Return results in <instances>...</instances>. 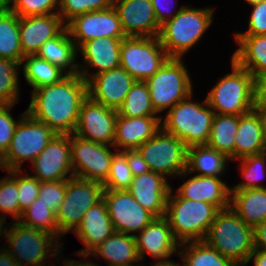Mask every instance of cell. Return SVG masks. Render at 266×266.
<instances>
[{"instance_id":"2","label":"cell","mask_w":266,"mask_h":266,"mask_svg":"<svg viewBox=\"0 0 266 266\" xmlns=\"http://www.w3.org/2000/svg\"><path fill=\"white\" fill-rule=\"evenodd\" d=\"M253 237V227L229 207L217 213L204 241L236 265L246 266L254 252Z\"/></svg>"},{"instance_id":"1","label":"cell","mask_w":266,"mask_h":266,"mask_svg":"<svg viewBox=\"0 0 266 266\" xmlns=\"http://www.w3.org/2000/svg\"><path fill=\"white\" fill-rule=\"evenodd\" d=\"M87 97L88 83L79 74L66 75L57 83L34 89L26 111L57 134H73Z\"/></svg>"},{"instance_id":"39","label":"cell","mask_w":266,"mask_h":266,"mask_svg":"<svg viewBox=\"0 0 266 266\" xmlns=\"http://www.w3.org/2000/svg\"><path fill=\"white\" fill-rule=\"evenodd\" d=\"M241 160V161H240ZM241 165V176L244 180L238 183L230 190H244L248 188H266V186L260 184V180L263 179L266 172V152L249 155L238 159ZM263 176V177H262Z\"/></svg>"},{"instance_id":"7","label":"cell","mask_w":266,"mask_h":266,"mask_svg":"<svg viewBox=\"0 0 266 266\" xmlns=\"http://www.w3.org/2000/svg\"><path fill=\"white\" fill-rule=\"evenodd\" d=\"M11 224L4 234L9 246L3 248L20 266H44L46 258L60 254L62 245L50 233L26 227L18 221Z\"/></svg>"},{"instance_id":"59","label":"cell","mask_w":266,"mask_h":266,"mask_svg":"<svg viewBox=\"0 0 266 266\" xmlns=\"http://www.w3.org/2000/svg\"><path fill=\"white\" fill-rule=\"evenodd\" d=\"M245 2H247L248 4H250V6H253L255 4H259L260 2L264 1V0H244Z\"/></svg>"},{"instance_id":"48","label":"cell","mask_w":266,"mask_h":266,"mask_svg":"<svg viewBox=\"0 0 266 266\" xmlns=\"http://www.w3.org/2000/svg\"><path fill=\"white\" fill-rule=\"evenodd\" d=\"M246 32H239L235 36L266 35V0L253 5Z\"/></svg>"},{"instance_id":"10","label":"cell","mask_w":266,"mask_h":266,"mask_svg":"<svg viewBox=\"0 0 266 266\" xmlns=\"http://www.w3.org/2000/svg\"><path fill=\"white\" fill-rule=\"evenodd\" d=\"M104 187L101 183L78 177L66 180L65 198L56 212L59 232L65 236L75 231L86 211L103 199Z\"/></svg>"},{"instance_id":"20","label":"cell","mask_w":266,"mask_h":266,"mask_svg":"<svg viewBox=\"0 0 266 266\" xmlns=\"http://www.w3.org/2000/svg\"><path fill=\"white\" fill-rule=\"evenodd\" d=\"M122 40L100 37L83 43L77 49L82 54L85 66L78 64L79 75L88 82L94 75L120 67V46ZM89 66L97 71H94L92 74L89 73Z\"/></svg>"},{"instance_id":"33","label":"cell","mask_w":266,"mask_h":266,"mask_svg":"<svg viewBox=\"0 0 266 266\" xmlns=\"http://www.w3.org/2000/svg\"><path fill=\"white\" fill-rule=\"evenodd\" d=\"M239 116L216 114L213 117L211 133L207 145L234 160V144Z\"/></svg>"},{"instance_id":"36","label":"cell","mask_w":266,"mask_h":266,"mask_svg":"<svg viewBox=\"0 0 266 266\" xmlns=\"http://www.w3.org/2000/svg\"><path fill=\"white\" fill-rule=\"evenodd\" d=\"M23 57L19 36V17L7 7L0 13V58L21 64Z\"/></svg>"},{"instance_id":"6","label":"cell","mask_w":266,"mask_h":266,"mask_svg":"<svg viewBox=\"0 0 266 266\" xmlns=\"http://www.w3.org/2000/svg\"><path fill=\"white\" fill-rule=\"evenodd\" d=\"M192 94L175 104L161 122L167 133L176 136L187 147L208 143L215 115L206 98L202 105L190 101Z\"/></svg>"},{"instance_id":"19","label":"cell","mask_w":266,"mask_h":266,"mask_svg":"<svg viewBox=\"0 0 266 266\" xmlns=\"http://www.w3.org/2000/svg\"><path fill=\"white\" fill-rule=\"evenodd\" d=\"M126 37H157L160 26L151 0H114Z\"/></svg>"},{"instance_id":"52","label":"cell","mask_w":266,"mask_h":266,"mask_svg":"<svg viewBox=\"0 0 266 266\" xmlns=\"http://www.w3.org/2000/svg\"><path fill=\"white\" fill-rule=\"evenodd\" d=\"M256 107L266 111V74L256 79Z\"/></svg>"},{"instance_id":"26","label":"cell","mask_w":266,"mask_h":266,"mask_svg":"<svg viewBox=\"0 0 266 266\" xmlns=\"http://www.w3.org/2000/svg\"><path fill=\"white\" fill-rule=\"evenodd\" d=\"M230 188L220 177L194 175L176 191L181 198L207 202L223 210L230 207Z\"/></svg>"},{"instance_id":"8","label":"cell","mask_w":266,"mask_h":266,"mask_svg":"<svg viewBox=\"0 0 266 266\" xmlns=\"http://www.w3.org/2000/svg\"><path fill=\"white\" fill-rule=\"evenodd\" d=\"M20 118L8 150L1 157L6 171H21L22 163L29 160L32 163L57 134L45 123L34 119L27 111H24Z\"/></svg>"},{"instance_id":"46","label":"cell","mask_w":266,"mask_h":266,"mask_svg":"<svg viewBox=\"0 0 266 266\" xmlns=\"http://www.w3.org/2000/svg\"><path fill=\"white\" fill-rule=\"evenodd\" d=\"M66 194V180L41 182L38 198L55 214Z\"/></svg>"},{"instance_id":"47","label":"cell","mask_w":266,"mask_h":266,"mask_svg":"<svg viewBox=\"0 0 266 266\" xmlns=\"http://www.w3.org/2000/svg\"><path fill=\"white\" fill-rule=\"evenodd\" d=\"M15 104H0V158L6 153L19 120L11 115V109Z\"/></svg>"},{"instance_id":"28","label":"cell","mask_w":266,"mask_h":266,"mask_svg":"<svg viewBox=\"0 0 266 266\" xmlns=\"http://www.w3.org/2000/svg\"><path fill=\"white\" fill-rule=\"evenodd\" d=\"M263 152L261 110L256 107L239 116L234 144V160Z\"/></svg>"},{"instance_id":"58","label":"cell","mask_w":266,"mask_h":266,"mask_svg":"<svg viewBox=\"0 0 266 266\" xmlns=\"http://www.w3.org/2000/svg\"><path fill=\"white\" fill-rule=\"evenodd\" d=\"M8 7L7 0H0V13H2Z\"/></svg>"},{"instance_id":"21","label":"cell","mask_w":266,"mask_h":266,"mask_svg":"<svg viewBox=\"0 0 266 266\" xmlns=\"http://www.w3.org/2000/svg\"><path fill=\"white\" fill-rule=\"evenodd\" d=\"M138 234L134 236L140 261L144 259L145 253L157 260H165L179 251L177 248L180 243L175 239L165 217H155Z\"/></svg>"},{"instance_id":"57","label":"cell","mask_w":266,"mask_h":266,"mask_svg":"<svg viewBox=\"0 0 266 266\" xmlns=\"http://www.w3.org/2000/svg\"><path fill=\"white\" fill-rule=\"evenodd\" d=\"M154 264H152L151 266H183L182 264H178L172 260H169V258L165 259V260H158L156 262H153Z\"/></svg>"},{"instance_id":"55","label":"cell","mask_w":266,"mask_h":266,"mask_svg":"<svg viewBox=\"0 0 266 266\" xmlns=\"http://www.w3.org/2000/svg\"><path fill=\"white\" fill-rule=\"evenodd\" d=\"M64 261L63 266H97L94 262H85L82 260H71L67 258V260Z\"/></svg>"},{"instance_id":"25","label":"cell","mask_w":266,"mask_h":266,"mask_svg":"<svg viewBox=\"0 0 266 266\" xmlns=\"http://www.w3.org/2000/svg\"><path fill=\"white\" fill-rule=\"evenodd\" d=\"M115 232L113 223L107 212L106 203L102 199L86 211L80 225L74 232L85 245V248L75 254L86 259L94 248Z\"/></svg>"},{"instance_id":"54","label":"cell","mask_w":266,"mask_h":266,"mask_svg":"<svg viewBox=\"0 0 266 266\" xmlns=\"http://www.w3.org/2000/svg\"><path fill=\"white\" fill-rule=\"evenodd\" d=\"M0 266H20V264H18L12 256L3 249V251L0 252Z\"/></svg>"},{"instance_id":"23","label":"cell","mask_w":266,"mask_h":266,"mask_svg":"<svg viewBox=\"0 0 266 266\" xmlns=\"http://www.w3.org/2000/svg\"><path fill=\"white\" fill-rule=\"evenodd\" d=\"M65 28L66 25L58 13L19 17V36L23 55H36L46 40L59 35Z\"/></svg>"},{"instance_id":"4","label":"cell","mask_w":266,"mask_h":266,"mask_svg":"<svg viewBox=\"0 0 266 266\" xmlns=\"http://www.w3.org/2000/svg\"><path fill=\"white\" fill-rule=\"evenodd\" d=\"M170 190L165 218L168 220L175 239L181 244L204 241L210 225L220 209L207 202L181 198Z\"/></svg>"},{"instance_id":"45","label":"cell","mask_w":266,"mask_h":266,"mask_svg":"<svg viewBox=\"0 0 266 266\" xmlns=\"http://www.w3.org/2000/svg\"><path fill=\"white\" fill-rule=\"evenodd\" d=\"M18 175H20L18 177ZM21 176L20 170H17V189L20 206V218L24 210L32 204L39 196L40 181L32 175Z\"/></svg>"},{"instance_id":"38","label":"cell","mask_w":266,"mask_h":266,"mask_svg":"<svg viewBox=\"0 0 266 266\" xmlns=\"http://www.w3.org/2000/svg\"><path fill=\"white\" fill-rule=\"evenodd\" d=\"M18 222L29 228L46 231L56 239L63 237L58 229L56 214L41 202L39 198L23 211Z\"/></svg>"},{"instance_id":"14","label":"cell","mask_w":266,"mask_h":266,"mask_svg":"<svg viewBox=\"0 0 266 266\" xmlns=\"http://www.w3.org/2000/svg\"><path fill=\"white\" fill-rule=\"evenodd\" d=\"M103 199L108 215L118 233L141 232L155 216L144 209L128 190L104 189Z\"/></svg>"},{"instance_id":"13","label":"cell","mask_w":266,"mask_h":266,"mask_svg":"<svg viewBox=\"0 0 266 266\" xmlns=\"http://www.w3.org/2000/svg\"><path fill=\"white\" fill-rule=\"evenodd\" d=\"M71 161L74 177L103 184L110 172L111 161L118 152L108 145L70 134Z\"/></svg>"},{"instance_id":"60","label":"cell","mask_w":266,"mask_h":266,"mask_svg":"<svg viewBox=\"0 0 266 266\" xmlns=\"http://www.w3.org/2000/svg\"><path fill=\"white\" fill-rule=\"evenodd\" d=\"M4 221H0V236H1V234L3 233V234H5V227L3 226L4 225ZM3 250H1L0 249V252H2Z\"/></svg>"},{"instance_id":"56","label":"cell","mask_w":266,"mask_h":266,"mask_svg":"<svg viewBox=\"0 0 266 266\" xmlns=\"http://www.w3.org/2000/svg\"><path fill=\"white\" fill-rule=\"evenodd\" d=\"M261 128H262V142L264 145V152H266V111L261 110Z\"/></svg>"},{"instance_id":"27","label":"cell","mask_w":266,"mask_h":266,"mask_svg":"<svg viewBox=\"0 0 266 266\" xmlns=\"http://www.w3.org/2000/svg\"><path fill=\"white\" fill-rule=\"evenodd\" d=\"M89 255L103 258L108 266H132L140 260L135 236L118 232L106 238Z\"/></svg>"},{"instance_id":"37","label":"cell","mask_w":266,"mask_h":266,"mask_svg":"<svg viewBox=\"0 0 266 266\" xmlns=\"http://www.w3.org/2000/svg\"><path fill=\"white\" fill-rule=\"evenodd\" d=\"M117 112L125 117L158 116L145 81H135Z\"/></svg>"},{"instance_id":"35","label":"cell","mask_w":266,"mask_h":266,"mask_svg":"<svg viewBox=\"0 0 266 266\" xmlns=\"http://www.w3.org/2000/svg\"><path fill=\"white\" fill-rule=\"evenodd\" d=\"M21 65L25 80L33 90L57 83L66 76L58 67L37 55L24 56Z\"/></svg>"},{"instance_id":"49","label":"cell","mask_w":266,"mask_h":266,"mask_svg":"<svg viewBox=\"0 0 266 266\" xmlns=\"http://www.w3.org/2000/svg\"><path fill=\"white\" fill-rule=\"evenodd\" d=\"M126 158L134 177L150 171L147 162L142 158L137 149L120 151Z\"/></svg>"},{"instance_id":"50","label":"cell","mask_w":266,"mask_h":266,"mask_svg":"<svg viewBox=\"0 0 266 266\" xmlns=\"http://www.w3.org/2000/svg\"><path fill=\"white\" fill-rule=\"evenodd\" d=\"M154 7V14L159 26L163 25L165 22L173 18L178 11H180L184 6H181L177 12H172L169 10V6L172 2L169 0H151ZM173 13V14H172ZM175 13V14H174Z\"/></svg>"},{"instance_id":"3","label":"cell","mask_w":266,"mask_h":266,"mask_svg":"<svg viewBox=\"0 0 266 266\" xmlns=\"http://www.w3.org/2000/svg\"><path fill=\"white\" fill-rule=\"evenodd\" d=\"M212 7L184 6L160 26L158 38L169 58H182L202 38L213 21Z\"/></svg>"},{"instance_id":"31","label":"cell","mask_w":266,"mask_h":266,"mask_svg":"<svg viewBox=\"0 0 266 266\" xmlns=\"http://www.w3.org/2000/svg\"><path fill=\"white\" fill-rule=\"evenodd\" d=\"M230 158L216 149L204 145L187 147L186 171L179 177L197 173V176L219 177L226 170Z\"/></svg>"},{"instance_id":"61","label":"cell","mask_w":266,"mask_h":266,"mask_svg":"<svg viewBox=\"0 0 266 266\" xmlns=\"http://www.w3.org/2000/svg\"><path fill=\"white\" fill-rule=\"evenodd\" d=\"M1 169H4V168H3V165H2V162H1V158H0V170Z\"/></svg>"},{"instance_id":"53","label":"cell","mask_w":266,"mask_h":266,"mask_svg":"<svg viewBox=\"0 0 266 266\" xmlns=\"http://www.w3.org/2000/svg\"><path fill=\"white\" fill-rule=\"evenodd\" d=\"M254 260V266H266V252L254 250V252L250 255L249 262Z\"/></svg>"},{"instance_id":"34","label":"cell","mask_w":266,"mask_h":266,"mask_svg":"<svg viewBox=\"0 0 266 266\" xmlns=\"http://www.w3.org/2000/svg\"><path fill=\"white\" fill-rule=\"evenodd\" d=\"M180 247L184 248L178 251L183 266H238L231 259L222 256L205 241L184 242L180 244Z\"/></svg>"},{"instance_id":"16","label":"cell","mask_w":266,"mask_h":266,"mask_svg":"<svg viewBox=\"0 0 266 266\" xmlns=\"http://www.w3.org/2000/svg\"><path fill=\"white\" fill-rule=\"evenodd\" d=\"M117 115V110L105 107L88 96L81 105L73 134L113 148Z\"/></svg>"},{"instance_id":"17","label":"cell","mask_w":266,"mask_h":266,"mask_svg":"<svg viewBox=\"0 0 266 266\" xmlns=\"http://www.w3.org/2000/svg\"><path fill=\"white\" fill-rule=\"evenodd\" d=\"M33 177L40 182L73 177L70 134H56L32 162ZM71 171V172H70Z\"/></svg>"},{"instance_id":"32","label":"cell","mask_w":266,"mask_h":266,"mask_svg":"<svg viewBox=\"0 0 266 266\" xmlns=\"http://www.w3.org/2000/svg\"><path fill=\"white\" fill-rule=\"evenodd\" d=\"M234 39L240 47L231 60L248 70L255 79L266 74V35L235 36Z\"/></svg>"},{"instance_id":"9","label":"cell","mask_w":266,"mask_h":266,"mask_svg":"<svg viewBox=\"0 0 266 266\" xmlns=\"http://www.w3.org/2000/svg\"><path fill=\"white\" fill-rule=\"evenodd\" d=\"M181 58H168L145 82L157 113L169 110L193 91L191 76Z\"/></svg>"},{"instance_id":"24","label":"cell","mask_w":266,"mask_h":266,"mask_svg":"<svg viewBox=\"0 0 266 266\" xmlns=\"http://www.w3.org/2000/svg\"><path fill=\"white\" fill-rule=\"evenodd\" d=\"M163 117H125L117 115L113 146L119 150H132L152 138L161 128ZM123 148V149H121Z\"/></svg>"},{"instance_id":"11","label":"cell","mask_w":266,"mask_h":266,"mask_svg":"<svg viewBox=\"0 0 266 266\" xmlns=\"http://www.w3.org/2000/svg\"><path fill=\"white\" fill-rule=\"evenodd\" d=\"M169 57L157 37H125L120 46V67L136 81L153 76Z\"/></svg>"},{"instance_id":"42","label":"cell","mask_w":266,"mask_h":266,"mask_svg":"<svg viewBox=\"0 0 266 266\" xmlns=\"http://www.w3.org/2000/svg\"><path fill=\"white\" fill-rule=\"evenodd\" d=\"M114 0H60L58 15L65 25L74 17L111 8Z\"/></svg>"},{"instance_id":"51","label":"cell","mask_w":266,"mask_h":266,"mask_svg":"<svg viewBox=\"0 0 266 266\" xmlns=\"http://www.w3.org/2000/svg\"><path fill=\"white\" fill-rule=\"evenodd\" d=\"M254 250L266 252V220L253 228Z\"/></svg>"},{"instance_id":"43","label":"cell","mask_w":266,"mask_h":266,"mask_svg":"<svg viewBox=\"0 0 266 266\" xmlns=\"http://www.w3.org/2000/svg\"><path fill=\"white\" fill-rule=\"evenodd\" d=\"M133 177L125 156L119 151L114 155L109 175L102 185L108 190H128Z\"/></svg>"},{"instance_id":"30","label":"cell","mask_w":266,"mask_h":266,"mask_svg":"<svg viewBox=\"0 0 266 266\" xmlns=\"http://www.w3.org/2000/svg\"><path fill=\"white\" fill-rule=\"evenodd\" d=\"M230 207L254 228L266 220V188L230 190Z\"/></svg>"},{"instance_id":"15","label":"cell","mask_w":266,"mask_h":266,"mask_svg":"<svg viewBox=\"0 0 266 266\" xmlns=\"http://www.w3.org/2000/svg\"><path fill=\"white\" fill-rule=\"evenodd\" d=\"M66 28L77 49L83 43L100 37L118 39L126 37L118 13L113 6L76 16L66 24Z\"/></svg>"},{"instance_id":"22","label":"cell","mask_w":266,"mask_h":266,"mask_svg":"<svg viewBox=\"0 0 266 266\" xmlns=\"http://www.w3.org/2000/svg\"><path fill=\"white\" fill-rule=\"evenodd\" d=\"M171 188L164 175L149 171L133 177L128 192L155 217H164Z\"/></svg>"},{"instance_id":"40","label":"cell","mask_w":266,"mask_h":266,"mask_svg":"<svg viewBox=\"0 0 266 266\" xmlns=\"http://www.w3.org/2000/svg\"><path fill=\"white\" fill-rule=\"evenodd\" d=\"M21 64L0 58V104H16L19 100V71Z\"/></svg>"},{"instance_id":"41","label":"cell","mask_w":266,"mask_h":266,"mask_svg":"<svg viewBox=\"0 0 266 266\" xmlns=\"http://www.w3.org/2000/svg\"><path fill=\"white\" fill-rule=\"evenodd\" d=\"M6 173L9 175L0 180V221L6 222V215L9 214L17 222L20 220L17 170L7 171Z\"/></svg>"},{"instance_id":"29","label":"cell","mask_w":266,"mask_h":266,"mask_svg":"<svg viewBox=\"0 0 266 266\" xmlns=\"http://www.w3.org/2000/svg\"><path fill=\"white\" fill-rule=\"evenodd\" d=\"M77 53L75 43L65 28L59 35L46 40L36 55L63 72L67 69L66 75H76L79 74L78 63L75 62Z\"/></svg>"},{"instance_id":"5","label":"cell","mask_w":266,"mask_h":266,"mask_svg":"<svg viewBox=\"0 0 266 266\" xmlns=\"http://www.w3.org/2000/svg\"><path fill=\"white\" fill-rule=\"evenodd\" d=\"M232 72L218 79L206 97L216 114L243 115L256 108V79L231 60Z\"/></svg>"},{"instance_id":"44","label":"cell","mask_w":266,"mask_h":266,"mask_svg":"<svg viewBox=\"0 0 266 266\" xmlns=\"http://www.w3.org/2000/svg\"><path fill=\"white\" fill-rule=\"evenodd\" d=\"M8 8L18 17L44 16L60 6V0H8ZM52 10L54 12H52Z\"/></svg>"},{"instance_id":"18","label":"cell","mask_w":266,"mask_h":266,"mask_svg":"<svg viewBox=\"0 0 266 266\" xmlns=\"http://www.w3.org/2000/svg\"><path fill=\"white\" fill-rule=\"evenodd\" d=\"M135 81L122 67L101 72L87 82L88 96L105 107L118 110Z\"/></svg>"},{"instance_id":"12","label":"cell","mask_w":266,"mask_h":266,"mask_svg":"<svg viewBox=\"0 0 266 266\" xmlns=\"http://www.w3.org/2000/svg\"><path fill=\"white\" fill-rule=\"evenodd\" d=\"M150 171L167 176H180L186 171L187 146L161 128L137 148Z\"/></svg>"}]
</instances>
